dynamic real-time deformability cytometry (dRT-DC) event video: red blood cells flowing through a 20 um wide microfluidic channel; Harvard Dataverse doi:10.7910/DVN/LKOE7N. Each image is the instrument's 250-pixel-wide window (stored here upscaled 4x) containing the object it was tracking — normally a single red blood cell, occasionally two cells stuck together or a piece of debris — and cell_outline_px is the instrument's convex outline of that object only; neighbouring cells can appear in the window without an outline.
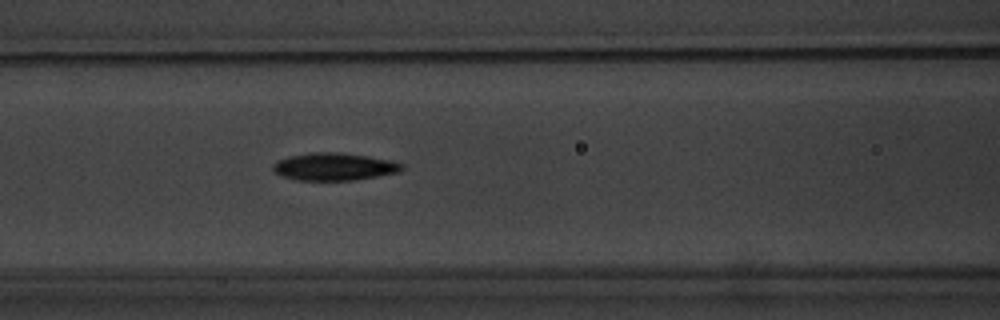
{"species": "common noctule bat (a hibernating species)", "species_latin": "Nyctalus noctula", "temperature_condition": "warm", "stored_images_in_passage": 4, "camera_frame_rate_fps": 3000, "um_per_image_px": 0.085, "animal": {"sex": "male", "body_mass_g": 20.1, "forearm_length_mm": 53.5}, "frame": {"image": 1, "passage_image": 4, "time_ms": 3.333, "image_size_px": [1000, 320], "cell_outline_px": [[404, 168], [400, 172], [356, 180], [296, 180], [280, 176], [272, 168], [272, 164], [276, 160], [288, 156], [308, 152], [336, 152], [368, 156], [388, 160], [404, 164]], "centroid_in_image_um": [28.37, 14.16], "position_along_channel_um": 138.2, "area_um2": 20.87}}